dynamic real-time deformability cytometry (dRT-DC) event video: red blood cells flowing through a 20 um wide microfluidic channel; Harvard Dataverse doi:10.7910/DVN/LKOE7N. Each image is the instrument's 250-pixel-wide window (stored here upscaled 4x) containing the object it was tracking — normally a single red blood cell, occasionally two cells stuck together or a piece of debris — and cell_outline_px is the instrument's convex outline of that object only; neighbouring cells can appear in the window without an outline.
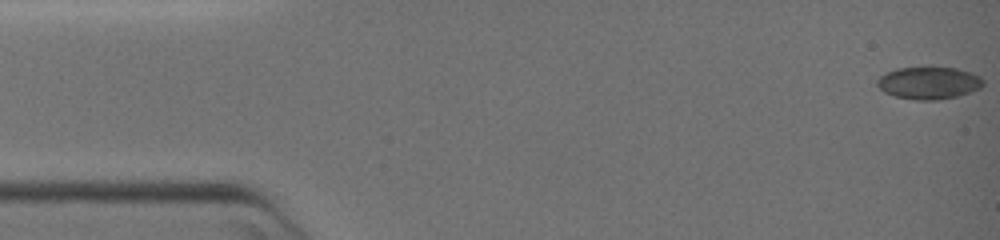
{"species": "common noctule bat (a hibernating species)", "species_latin": "Nyctalus noctula", "temperature_condition": "warm", "stored_images_in_passage": 56, "camera_frame_rate_fps": 3000, "um_per_image_px": 0.085, "animal": {"sex": "female", "body_mass_g": 19.0, "forearm_length_mm": 51.5}, "frame": {"image": 1, "passage_image": 1, "time_ms": 0.0, "image_size_px": [1000, 240], "cell_outline_px": [[984, 84], [980, 88], [956, 96], [936, 100], [916, 100], [896, 96], [884, 92], [876, 84], [876, 80], [880, 76], [896, 68], [956, 68], [972, 72], [980, 76], [984, 80]], "centroid_in_image_um": [78.96, 7.05], "position_along_channel_um": 6.0, "area_um2": 19.77}}
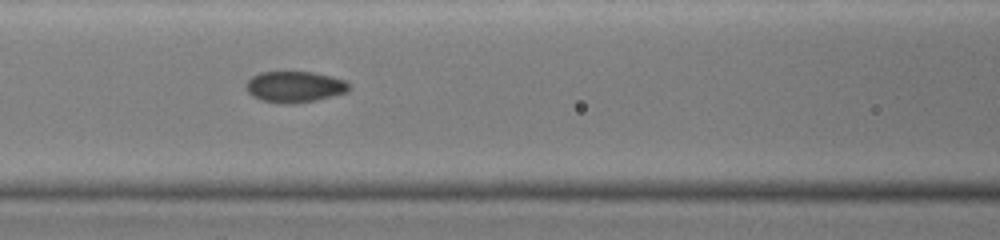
{"frame": {"image": 2, "passage_image": 32, "time_ms": 10.333, "image_size_px": [1000, 240], "cell_outline_px": [[348, 92], [316, 100], [288, 104], [260, 100], [252, 96], [248, 92], [248, 80], [252, 76], [260, 72], [312, 72], [344, 80], [348, 84]], "centroid_in_image_um": [25.03, 7.38], "position_along_channel_um": 141.6, "area_um2": 18.32}}
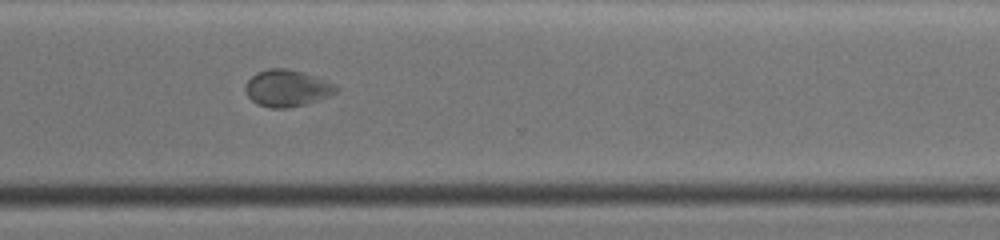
{"frame": {"image": 3, "passage_image": 56, "time_ms": 18.333, "image_size_px": [1000, 240], "cell_outline_px": [[340, 88], [332, 96], [304, 104], [288, 108], [272, 108], [256, 104], [248, 96], [244, 88], [244, 84], [256, 72], [268, 68], [288, 68], [304, 72], [336, 84]], "centroid_in_image_um": [24.41, 7.49], "position_along_channel_um": 346.2, "area_um2": 19.71}}